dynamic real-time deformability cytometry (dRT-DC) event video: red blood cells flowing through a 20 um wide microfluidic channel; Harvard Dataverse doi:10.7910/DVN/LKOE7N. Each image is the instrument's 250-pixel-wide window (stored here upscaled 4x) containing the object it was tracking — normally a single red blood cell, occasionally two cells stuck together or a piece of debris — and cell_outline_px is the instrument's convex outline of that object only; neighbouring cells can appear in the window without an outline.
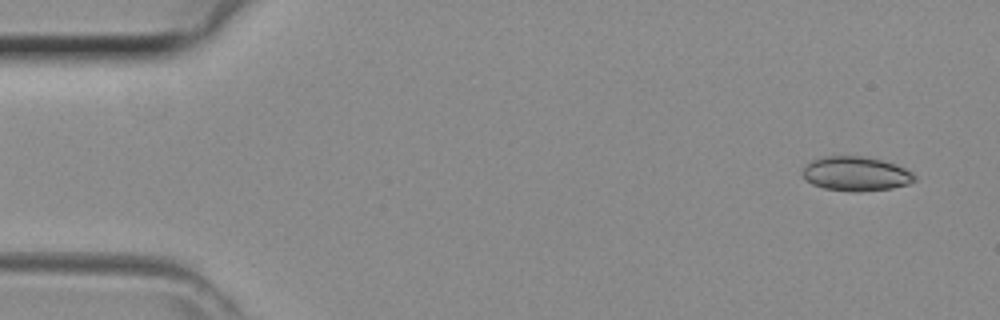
{"species": "common noctule bat (a hibernating species)", "species_latin": "Nyctalus noctula", "temperature_condition": "room temperature", "stored_images_in_passage": 42, "camera_frame_rate_fps": 3000, "um_per_image_px": 0.085, "animal": {"sex": "female", "body_mass_g": 29.2, "forearm_length_mm": 56.3}, "frame": {"image": 1, "passage_image": 2, "time_ms": 0.333, "image_size_px": [1000, 320], "cell_outline_px": [[916, 180], [908, 184], [892, 188], [860, 192], [852, 192], [824, 188], [812, 184], [800, 172], [812, 160], [824, 156], [860, 156], [880, 160], [896, 164], [912, 172], [916, 176]], "centroid_in_image_um": [72.77, 14.78], "position_along_channel_um": 12.2, "area_um2": 22.37}}
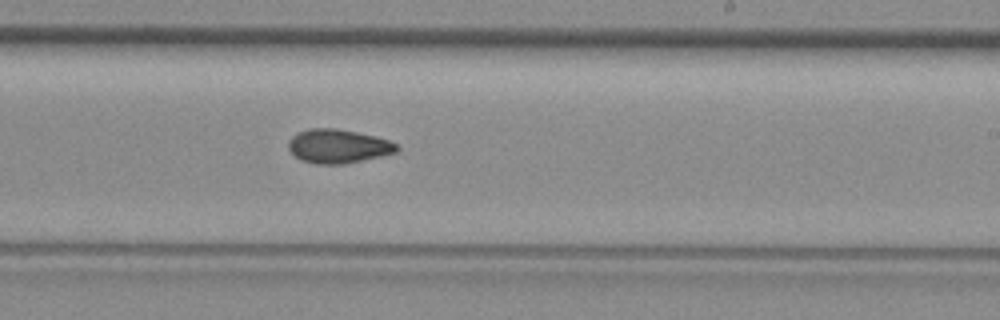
{"frame": {"image": 2, "passage_image": 25, "time_ms": 8.0, "image_size_px": [1000, 320], "cell_outline_px": [[400, 148], [396, 152], [380, 156], [344, 164], [316, 164], [300, 160], [288, 148], [288, 140], [292, 136], [300, 132], [312, 128], [332, 128], [356, 132], [388, 140], [396, 144]], "centroid_in_image_um": [28.71, 12.44], "position_along_channel_um": 260.3, "area_um2": 21.1}}
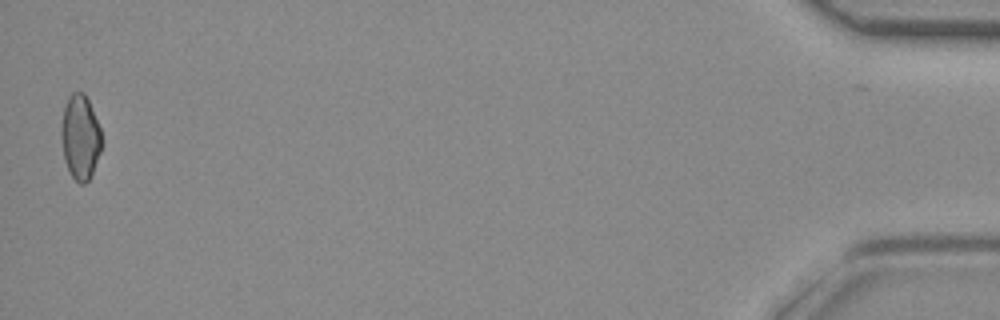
{"frame": {"image": 3, "passage_image": 42, "time_ms": 13.667, "image_size_px": [1000, 320], "cell_outline_px": [[104, 140], [100, 152], [92, 172], [88, 180], [84, 184], [80, 184], [72, 176], [64, 160], [60, 136], [60, 132], [64, 108], [68, 96], [72, 92], [84, 92], [88, 100], [100, 128]], "centroid_in_image_um": [6.82, 11.65], "position_along_channel_um": 428.4, "area_um2": 20.0}}